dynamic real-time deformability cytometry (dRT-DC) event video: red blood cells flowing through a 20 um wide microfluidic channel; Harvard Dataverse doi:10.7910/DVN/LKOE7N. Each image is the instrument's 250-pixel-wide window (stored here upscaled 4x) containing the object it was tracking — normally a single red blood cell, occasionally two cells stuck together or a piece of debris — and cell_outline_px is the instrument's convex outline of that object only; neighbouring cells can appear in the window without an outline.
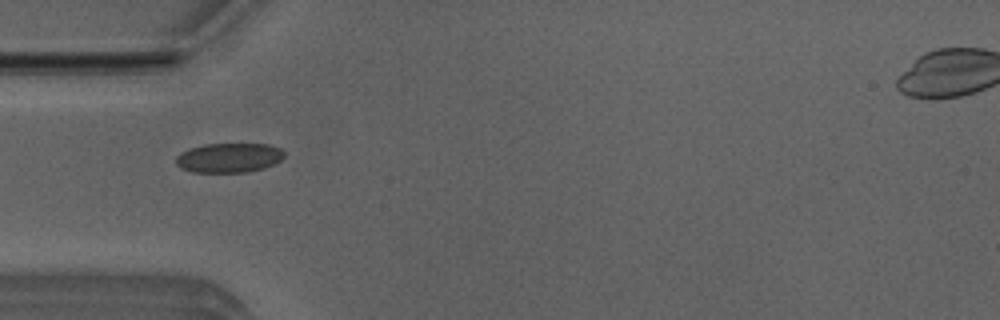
{"species": "Egyptian fruit bat (a non-hibernating species)", "species_latin": "Rousettus aegyptiacus", "temperature_condition": "room temperature", "stored_images_in_passage": 38, "camera_frame_rate_fps": 3000, "um_per_image_px": 0.085, "animal": {"sex": "male"}, "frame": {"image": 1, "passage_image": 2, "time_ms": 0.333, "image_size_px": [1000, 320], "cell_outline_px": [[284, 156], [280, 160], [264, 168], [244, 172], [192, 172], [180, 168], [176, 164], [176, 156], [180, 152], [188, 148], [204, 144], [268, 144], [280, 148], [284, 152]], "centroid_in_image_um": [19.42, 13.4], "position_along_channel_um": 65.6, "area_um2": 18.67}}
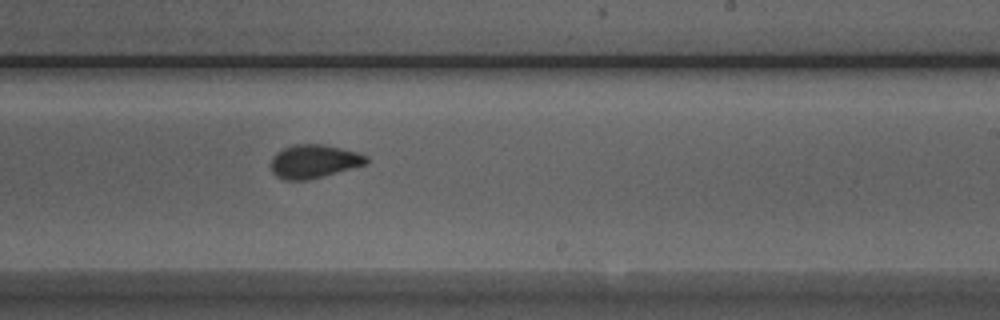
{"frame": {"image": 2, "passage_image": 17, "time_ms": 5.333, "image_size_px": [1000, 320], "cell_outline_px": [[368, 164], [324, 176], [308, 180], [284, 180], [276, 176], [272, 172], [272, 156], [276, 152], [292, 144], [320, 144], [340, 148], [356, 152], [368, 156]], "centroid_in_image_um": [26.69, 13.72], "position_along_channel_um": 262.3, "area_um2": 18.67}}
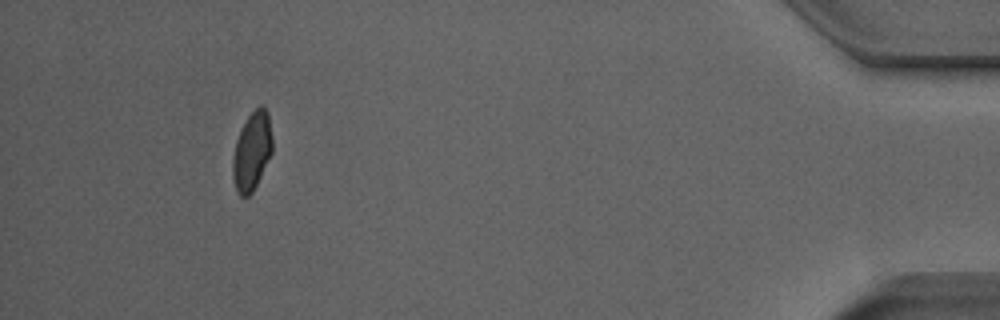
{"frame": {"image": 3, "passage_image": 34, "time_ms": 11.0, "image_size_px": [1000, 320], "cell_outline_px": [[272, 152], [252, 192], [248, 196], [240, 196], [236, 192], [232, 176], [232, 160], [236, 140], [240, 128], [248, 116], [260, 104], [264, 104], [268, 112], [272, 136]], "centroid_in_image_um": [21.4, 12.82], "position_along_channel_um": 413.8, "area_um2": 18.21}, "authors_computed_cell_mechanics": {"area_um2": 18.4671, "velocity_mm_per_s": 3.9368, "shape_relaxation_time_tau1_ms": 4.2915, "shape_relaxation_time_tau2_ms": 1.007, "deformation_change_tau1": 0.1114, "deformation_change_tau2": 0.0435}}